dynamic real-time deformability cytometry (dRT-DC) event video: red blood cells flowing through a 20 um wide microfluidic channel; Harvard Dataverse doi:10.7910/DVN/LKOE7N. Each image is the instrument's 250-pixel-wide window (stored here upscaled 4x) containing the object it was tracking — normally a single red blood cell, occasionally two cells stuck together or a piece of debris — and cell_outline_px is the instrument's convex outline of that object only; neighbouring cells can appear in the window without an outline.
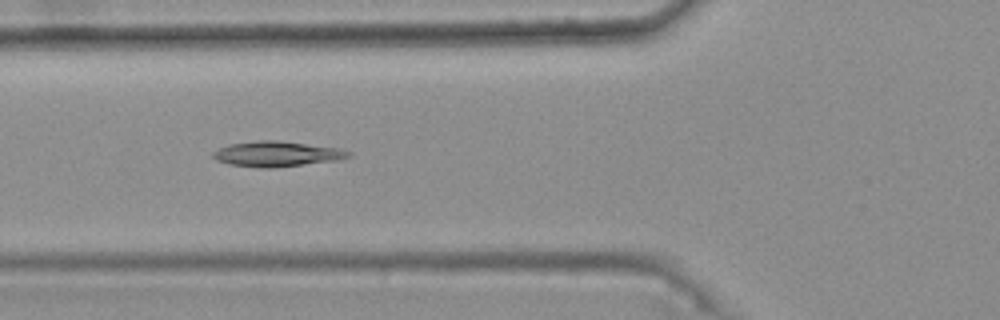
{"species": "common noctule bat (a hibernating species)", "species_latin": "Nyctalus noctula", "temperature_condition": "warm", "stored_images_in_passage": 32, "camera_frame_rate_fps": 3000, "um_per_image_px": 0.085, "animal": {"sex": "female", "body_mass_g": 25.1}, "frame": {"image": 1, "passage_image": 4, "time_ms": 1.0, "image_size_px": [1000, 320], "cell_outline_px": [[352, 156], [340, 160], [276, 168], [260, 168], [228, 164], [216, 160], [212, 156], [212, 152], [228, 144], [256, 140], [276, 140], [336, 148], [352, 152]], "centroid_in_image_um": [23.52, 13.1], "position_along_channel_um": 102.3, "area_um2": 20.11}}
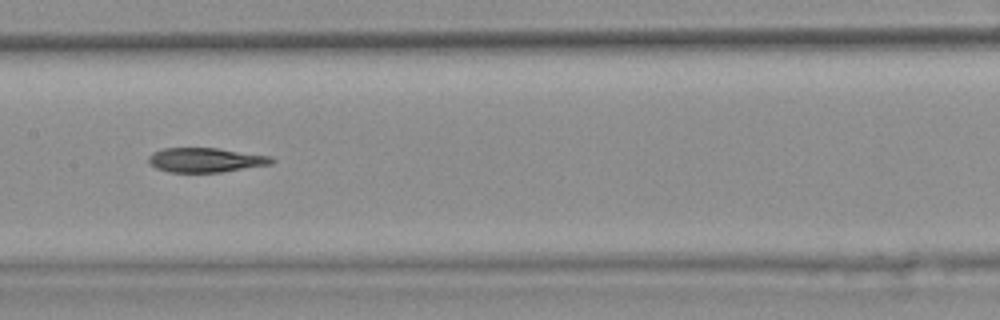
{"frame": {"image": 2, "passage_image": 11, "time_ms": 3.333, "image_size_px": [1000, 320], "cell_outline_px": [[276, 160], [272, 164], [220, 172], [168, 172], [156, 168], [148, 164], [148, 156], [152, 152], [164, 148], [216, 148], [272, 156]], "centroid_in_image_um": [17.46, 13.6], "position_along_channel_um": 189.9, "area_um2": 17.63}}
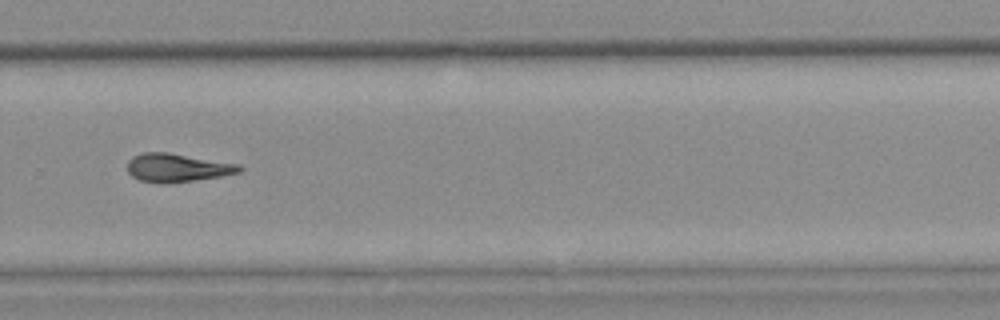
{"frame": {"image": 3, "passage_image": 21, "time_ms": 6.667, "image_size_px": [1000, 320], "cell_outline_px": [[244, 168], [240, 172], [220, 176], [192, 180], [160, 184], [140, 180], [132, 176], [128, 172], [128, 160], [132, 156], [144, 152], [168, 152], [240, 164]], "centroid_in_image_um": [15.06, 14.24], "position_along_channel_um": 314.7, "area_um2": 18.5}}